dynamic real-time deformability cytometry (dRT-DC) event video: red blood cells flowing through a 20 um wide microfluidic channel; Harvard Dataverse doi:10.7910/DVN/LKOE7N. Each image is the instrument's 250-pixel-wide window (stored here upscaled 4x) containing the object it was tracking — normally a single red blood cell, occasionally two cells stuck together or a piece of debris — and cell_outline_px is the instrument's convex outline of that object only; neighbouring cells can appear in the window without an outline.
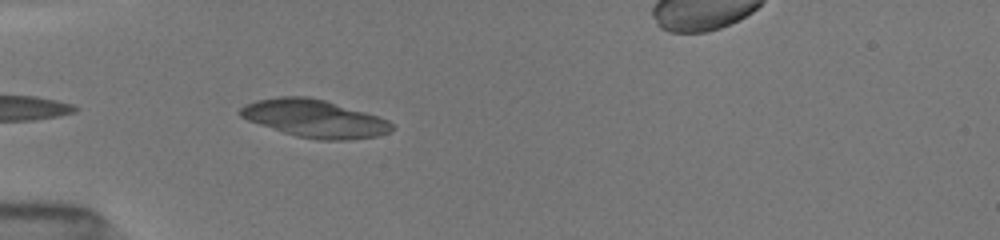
{"species": "common noctule bat (a hibernating species)", "species_latin": "Nyctalus noctula", "temperature_condition": "room temperature", "stored_images_in_passage": 20, "camera_frame_rate_fps": 3000, "um_per_image_px": 0.085, "animal": {"sex": "female", "body_mass_g": 19.5, "forearm_length_mm": 54.1}, "frame": {"image": 1, "passage_image": 4, "time_ms": 1.0, "image_size_px": [1000, 240], "cell_outline_px": [[392, 128], [388, 132], [376, 136], [348, 140], [316, 140], [296, 136], [248, 120], [240, 116], [236, 112], [244, 104], [256, 100], [280, 96], [308, 96], [324, 100], [364, 112], [388, 120], [392, 124]], "centroid_in_image_um": [26.68, 10.07], "position_along_channel_um": 58.3, "area_um2": 33.0}}